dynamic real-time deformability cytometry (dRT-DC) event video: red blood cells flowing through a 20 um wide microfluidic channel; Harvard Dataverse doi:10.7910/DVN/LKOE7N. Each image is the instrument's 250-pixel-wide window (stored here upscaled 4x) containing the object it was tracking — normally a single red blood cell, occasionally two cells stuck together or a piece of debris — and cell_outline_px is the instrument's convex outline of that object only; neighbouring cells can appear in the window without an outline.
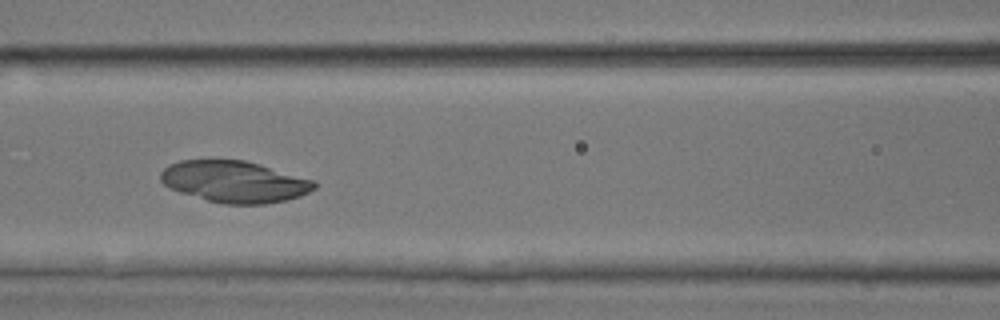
{"species": "common noctule bat (a hibernating species)", "species_latin": "Nyctalus noctula", "temperature_condition": "room temperature", "stored_images_in_passage": 50, "camera_frame_rate_fps": 3000, "um_per_image_px": 0.085, "animal": {"sex": "male", "body_mass_g": 17.9, "forearm_length_mm": 54.2}, "frame": {"image": 1, "passage_image": 22, "time_ms": 7.0, "image_size_px": [1000, 320], "cell_outline_px": [[316, 188], [300, 196], [284, 200], [264, 204], [224, 204], [208, 200], [180, 192], [164, 184], [160, 180], [160, 172], [168, 164], [180, 160], [244, 160], [260, 164], [316, 180]], "centroid_in_image_um": [19.94, 15.43], "position_along_channel_um": 146.7, "area_um2": 37.17}}
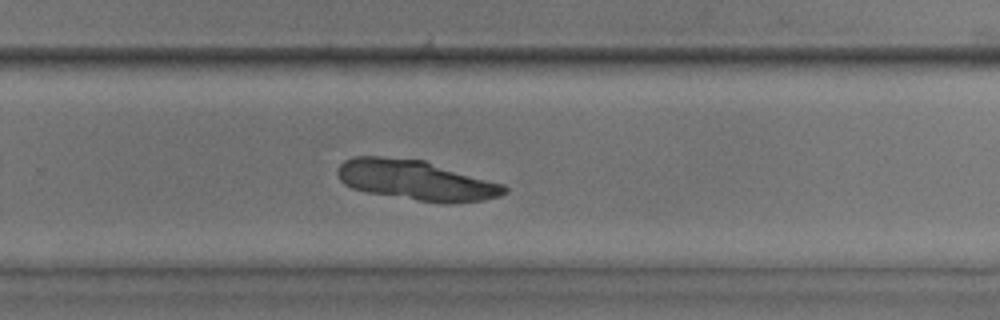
{"frame": {"image": 2, "passage_image": 33, "time_ms": 10.667, "image_size_px": [1000, 320], "cell_outline_px": [[508, 192], [500, 196], [484, 200], [448, 204], [420, 200], [368, 192], [352, 188], [344, 184], [340, 180], [336, 172], [336, 168], [344, 160], [352, 156], [380, 156], [424, 160], [504, 184], [508, 188]], "centroid_in_image_um": [35.37, 15.31], "position_along_channel_um": 294.4, "area_um2": 39.02}}
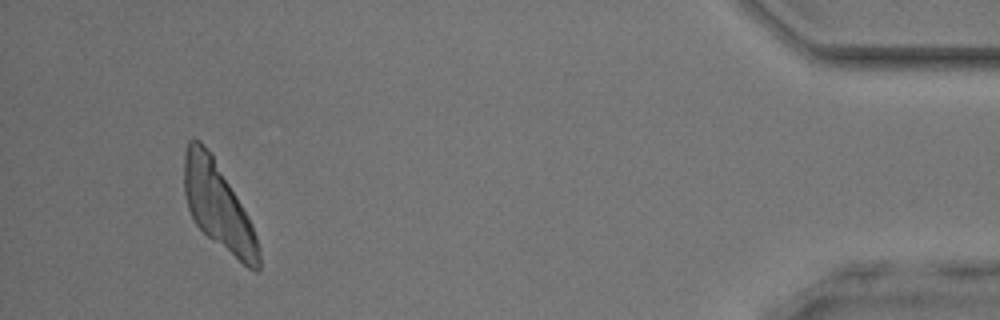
{"frame": {"image": 3, "passage_image": 47, "time_ms": 15.333, "image_size_px": [1000, 320], "cell_outline_px": [[260, 268], [256, 272], [248, 268], [212, 240], [196, 224], [188, 208], [184, 192], [184, 152], [188, 140], [192, 136], [200, 140], [212, 152], [248, 216], [252, 224], [260, 248]], "centroid_in_image_um": [18.53, 17.47], "position_along_channel_um": 416.7, "area_um2": 37.86}}